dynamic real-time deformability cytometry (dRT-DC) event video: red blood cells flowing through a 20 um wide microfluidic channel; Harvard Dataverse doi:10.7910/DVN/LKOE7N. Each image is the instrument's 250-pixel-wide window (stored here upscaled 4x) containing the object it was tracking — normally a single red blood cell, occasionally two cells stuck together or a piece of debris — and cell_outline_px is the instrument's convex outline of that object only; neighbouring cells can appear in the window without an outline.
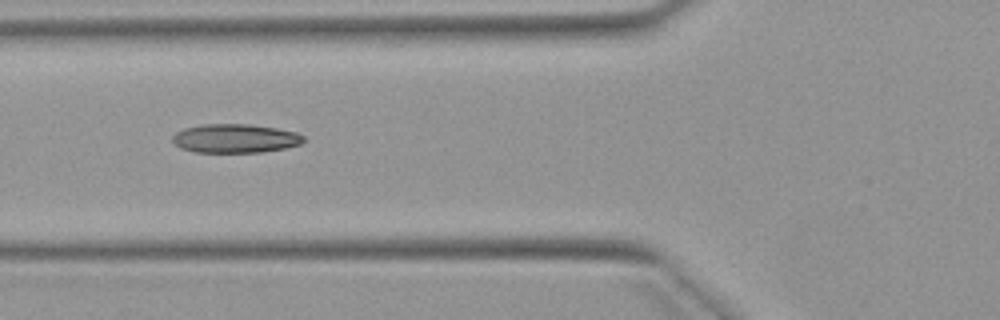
{"species": "Egyptian fruit bat (a non-hibernating species)", "species_latin": "Rousettus aegyptiacus", "temperature_condition": "warm", "stored_images_in_passage": 7, "camera_frame_rate_fps": 3000, "um_per_image_px": 0.085, "animal": {"sex": "female"}, "frame": {"image": 1, "passage_image": 5, "time_ms": 4.667, "image_size_px": [1000, 320], "cell_outline_px": [[304, 140], [300, 144], [284, 148], [260, 152], [196, 152], [180, 148], [172, 140], [172, 136], [176, 132], [184, 128], [200, 124], [248, 124], [276, 128], [296, 132], [304, 136]], "centroid_in_image_um": [19.96, 11.76], "position_along_channel_um": 105.8, "area_um2": 21.96}}
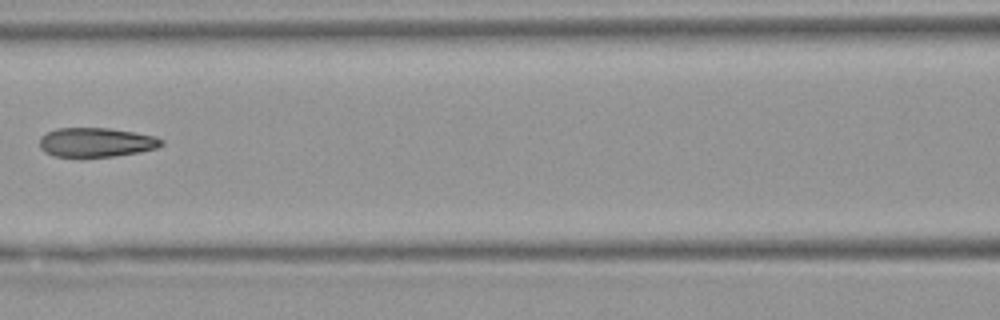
{"frame": {"image": 2, "passage_image": 6, "time_ms": 6.0, "image_size_px": [1000, 320], "cell_outline_px": [[164, 144], [156, 148], [140, 152], [116, 156], [52, 156], [44, 152], [40, 148], [40, 136], [56, 128], [108, 128], [156, 136], [164, 140]], "centroid_in_image_um": [8.18, 12.09], "position_along_channel_um": 158.4, "area_um2": 20.75}}
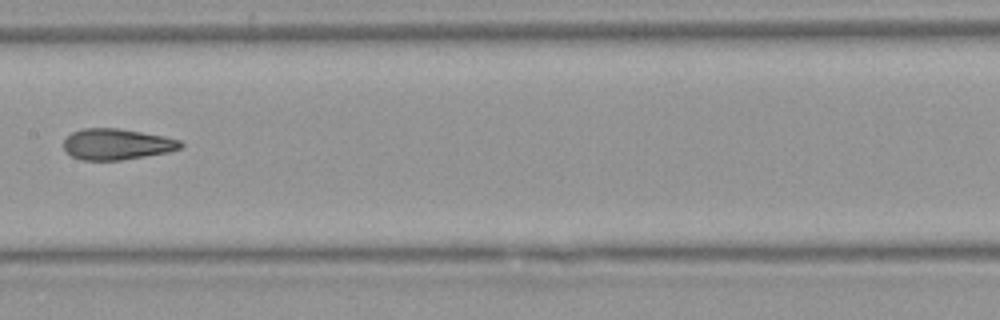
{"frame": {"image": 3, "passage_image": 7, "time_ms": 7.0, "image_size_px": [1000, 320], "cell_outline_px": [[184, 144], [180, 148], [168, 152], [120, 160], [80, 160], [72, 156], [64, 148], [64, 140], [72, 132], [84, 128], [116, 128], [164, 136], [180, 140]], "centroid_in_image_um": [9.92, 12.26], "position_along_channel_um": 197.5, "area_um2": 20.92}}